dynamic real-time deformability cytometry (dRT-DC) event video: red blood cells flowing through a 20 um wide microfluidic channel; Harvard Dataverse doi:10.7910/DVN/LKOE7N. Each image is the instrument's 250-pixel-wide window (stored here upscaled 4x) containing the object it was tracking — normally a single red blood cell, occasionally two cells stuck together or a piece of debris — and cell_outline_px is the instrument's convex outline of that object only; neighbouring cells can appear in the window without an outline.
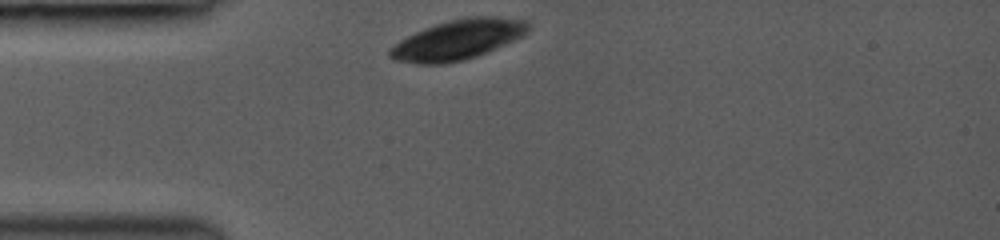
{"species": "common noctule bat (a hibernating species)", "species_latin": "Nyctalus noctula", "temperature_condition": "room temperature", "stored_images_in_passage": 7, "camera_frame_rate_fps": 3000, "um_per_image_px": 0.085, "animal": {"sex": "female", "body_mass_g": 19.0, "forearm_length_mm": 53.3}, "frame": {"image": 1, "passage_image": 1, "time_ms": 0.0, "image_size_px": [1000, 240], "cell_outline_px": [[532, 28], [528, 32], [516, 40], [476, 56], [464, 60], [444, 64], [420, 64], [396, 60], [388, 56], [388, 52], [400, 40], [416, 32], [436, 24], [448, 20], [468, 16], [500, 16], [528, 20], [532, 24]], "centroid_in_image_um": [39.01, 3.35], "position_along_channel_um": 46.0, "area_um2": 32.37}}